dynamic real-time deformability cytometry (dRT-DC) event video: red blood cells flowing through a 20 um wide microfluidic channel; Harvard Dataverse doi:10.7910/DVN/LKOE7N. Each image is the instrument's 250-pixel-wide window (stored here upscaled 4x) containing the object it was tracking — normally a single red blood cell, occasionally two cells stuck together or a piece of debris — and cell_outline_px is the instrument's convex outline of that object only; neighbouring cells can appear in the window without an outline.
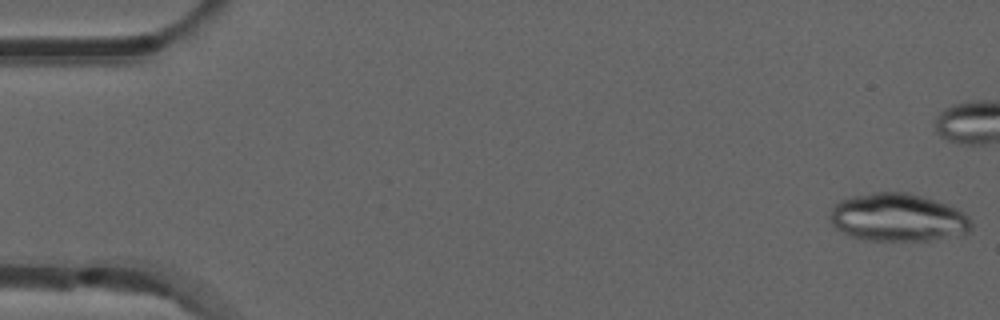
{"species": "common noctule bat (a hibernating species)", "species_latin": "Nyctalus noctula", "temperature_condition": "room temperature", "stored_images_in_passage": 41, "camera_frame_rate_fps": 3000, "um_per_image_px": 0.085, "animal": {"sex": "male", "forearm_length_mm": 52.5}, "frame": {"image": 1, "passage_image": 1, "time_ms": 0.0, "image_size_px": [1000, 320], "cell_outline_px": [[972, 228], [964, 236], [932, 240], [864, 240], [840, 232], [832, 224], [832, 208], [840, 200], [852, 196], [872, 192], [908, 192], [948, 204], [964, 212], [968, 216], [972, 224]], "centroid_in_image_um": [76.38, 18.5], "position_along_channel_um": 8.6, "area_um2": 39.71}}
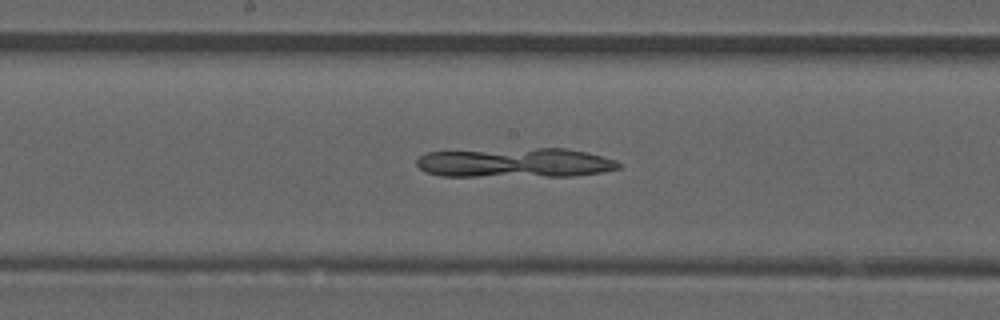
{"frame": {"image": 2, "passage_image": 27, "time_ms": 8.667, "image_size_px": [1000, 320], "cell_outline_px": [[620, 168], [600, 172], [572, 176], [440, 176], [424, 172], [416, 164], [416, 160], [424, 152], [536, 148], [564, 148], [584, 152], [616, 160], [620, 164]], "centroid_in_image_um": [43.73, 13.84], "position_along_channel_um": 204.5, "area_um2": 34.68}}
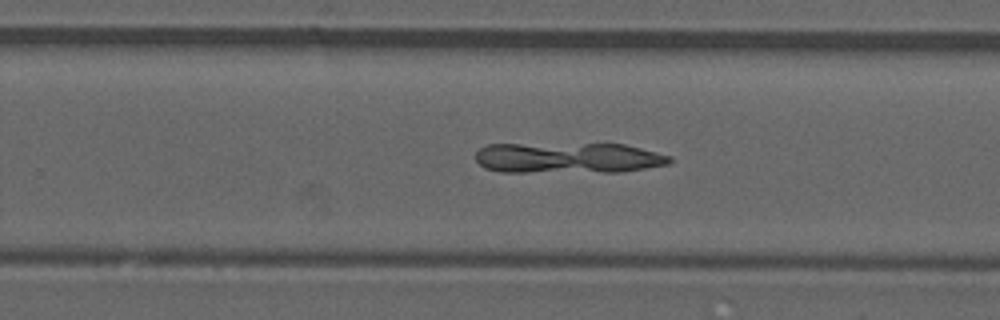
{"frame": {"image": 3, "passage_image": 33, "time_ms": 10.667, "image_size_px": [1000, 320], "cell_outline_px": [[672, 160], [668, 164], [624, 172], [500, 172], [484, 168], [476, 160], [476, 152], [484, 144], [624, 144], [672, 156]], "centroid_in_image_um": [48.27, 13.43], "position_along_channel_um": 281.5, "area_um2": 35.08}}